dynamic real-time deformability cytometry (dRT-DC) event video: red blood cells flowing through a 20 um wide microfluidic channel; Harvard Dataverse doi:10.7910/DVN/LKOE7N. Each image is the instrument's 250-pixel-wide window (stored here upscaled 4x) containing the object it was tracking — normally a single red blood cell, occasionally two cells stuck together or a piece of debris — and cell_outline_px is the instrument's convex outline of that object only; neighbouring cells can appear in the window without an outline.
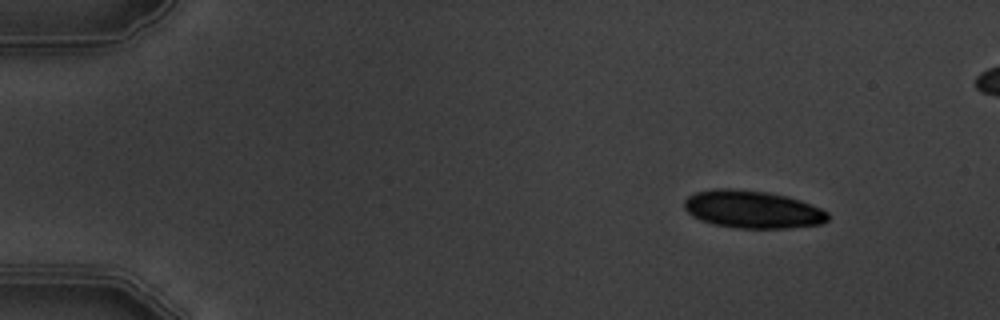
{"species": "common noctule bat (a hibernating species)", "species_latin": "Nyctalus noctula", "temperature_condition": "warm", "stored_images_in_passage": 7, "camera_frame_rate_fps": 3000, "um_per_image_px": 0.085, "animal": {"sex": "male", "body_mass_g": 19.5, "forearm_length_mm": 54.6}, "frame": {"image": 1, "passage_image": 2, "time_ms": 1.0, "image_size_px": [1000, 320], "cell_outline_px": [[828, 220], [820, 224], [788, 228], [736, 228], [712, 224], [700, 220], [692, 216], [684, 208], [684, 200], [688, 196], [696, 192], [716, 188], [728, 188], [768, 192], [788, 196], [800, 200], [820, 208], [828, 212]], "centroid_in_image_um": [63.94, 17.8], "position_along_channel_um": 21.1, "area_um2": 31.62}}